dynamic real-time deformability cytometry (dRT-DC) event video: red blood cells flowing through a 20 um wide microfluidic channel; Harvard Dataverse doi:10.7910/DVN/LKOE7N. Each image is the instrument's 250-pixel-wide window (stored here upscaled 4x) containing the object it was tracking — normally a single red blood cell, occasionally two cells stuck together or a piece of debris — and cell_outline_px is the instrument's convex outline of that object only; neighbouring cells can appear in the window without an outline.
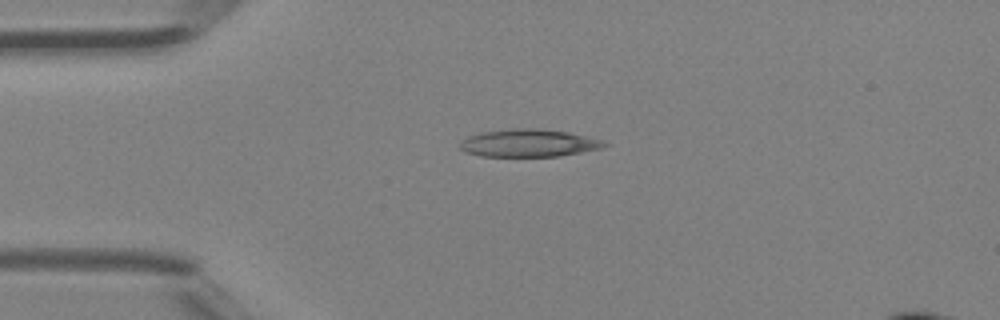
{"species": "Egyptian fruit bat (a non-hibernating species)", "species_latin": "Rousettus aegyptiacus", "temperature_condition": "room temperature", "stored_images_in_passage": 3, "camera_frame_rate_fps": 3000, "um_per_image_px": 0.085, "animal": {"sex": "female"}, "frame": {"image": 1, "passage_image": 1, "time_ms": 0.0, "image_size_px": [1000, 320], "cell_outline_px": [[612, 144], [600, 148], [560, 156], [480, 156], [464, 152], [460, 148], [460, 144], [468, 136], [480, 132], [516, 128], [540, 128], [568, 132], [600, 140]], "centroid_in_image_um": [44.92, 12.16], "position_along_channel_um": 40.1, "area_um2": 23.12}}
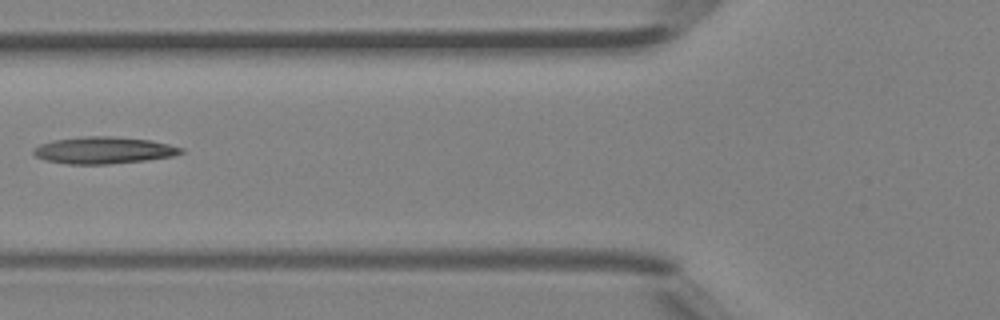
{"frame": {"image": 2, "passage_image": 3, "time_ms": 0.667, "image_size_px": [1000, 320], "cell_outline_px": [[184, 152], [172, 156], [148, 160], [108, 164], [68, 164], [48, 160], [36, 156], [32, 152], [40, 144], [56, 140], [84, 136], [112, 136], [148, 140], [168, 144], [184, 148]], "centroid_in_image_um": [8.85, 12.77], "position_along_channel_um": 117.0, "area_um2": 22.83}}